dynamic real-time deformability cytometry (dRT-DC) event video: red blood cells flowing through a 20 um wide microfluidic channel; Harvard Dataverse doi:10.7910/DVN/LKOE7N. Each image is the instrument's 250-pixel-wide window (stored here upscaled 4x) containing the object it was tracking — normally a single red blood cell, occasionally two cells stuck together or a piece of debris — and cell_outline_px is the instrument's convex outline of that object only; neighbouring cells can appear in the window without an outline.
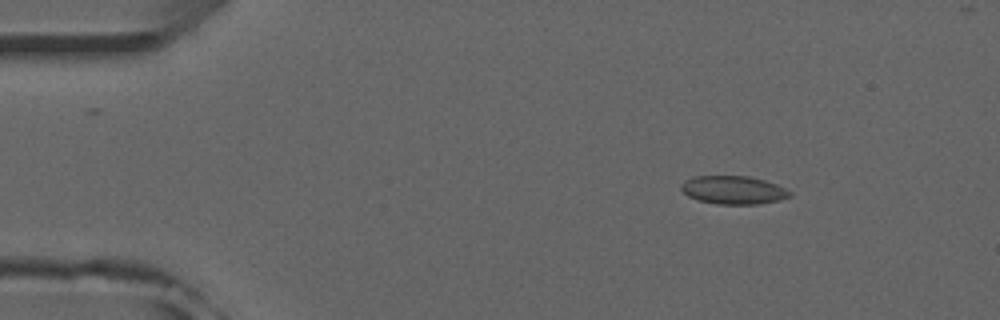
{"species": "common noctule bat (a hibernating species)", "species_latin": "Nyctalus noctula", "temperature_condition": "room temperature", "stored_images_in_passage": 51, "camera_frame_rate_fps": 3000, "um_per_image_px": 0.085, "animal": {"sex": "male", "forearm_length_mm": 52.5}, "frame": {"image": 1, "passage_image": 7, "time_ms": 2.0, "image_size_px": [1000, 320], "cell_outline_px": [[792, 196], [780, 200], [760, 204], [716, 204], [700, 200], [688, 196], [680, 188], [680, 184], [684, 180], [696, 176], [748, 176], [764, 180], [776, 184], [792, 192]], "centroid_in_image_um": [62.35, 16.15], "position_along_channel_um": 22.7, "area_um2": 17.92}}
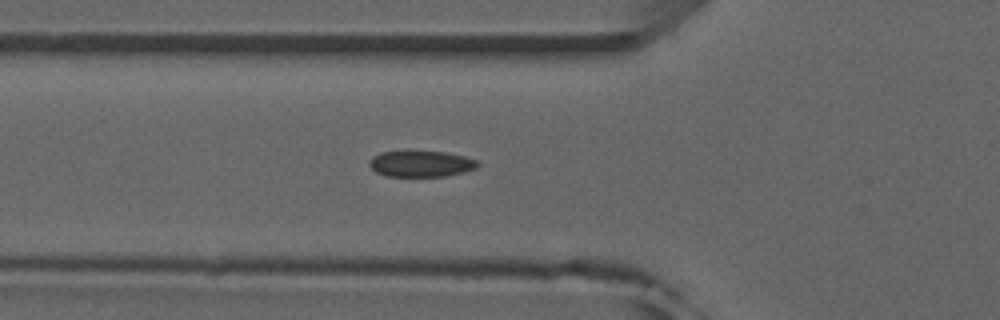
{"frame": {"image": 2, "passage_image": 18, "time_ms": 5.667, "image_size_px": [1000, 320], "cell_outline_px": [[480, 164], [476, 168], [464, 172], [444, 176], [388, 176], [376, 172], [368, 164], [372, 156], [380, 152], [408, 148], [444, 152], [464, 156], [476, 160]], "centroid_in_image_um": [35.74, 13.87], "position_along_channel_um": 90.1, "area_um2": 17.17}}
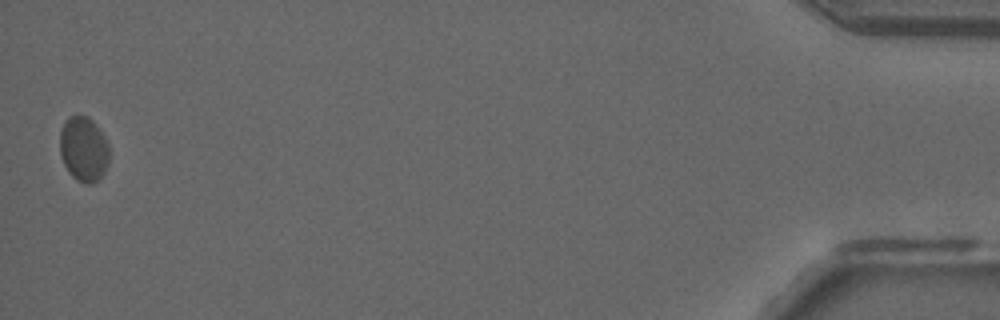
{"frame": {"image": 3, "passage_image": 51, "time_ms": 16.667, "image_size_px": [1000, 320], "cell_outline_px": [[108, 164], [104, 172], [92, 184], [84, 184], [76, 180], [68, 172], [60, 156], [60, 132], [68, 116], [88, 116], [96, 124], [104, 136], [108, 144]], "centroid_in_image_um": [7.1, 12.68], "position_along_channel_um": 428.1, "area_um2": 18.67}, "authors_computed_cell_mechanics": {"area_um2": 17.918, "velocity_mm_per_s": 3.9382, "shape_relaxation_time_tau1_ms": null, "shape_relaxation_time_tau2_ms": 2.0379, "deformation_change_tau1": null, "deformation_change_tau2": 0.0577}}